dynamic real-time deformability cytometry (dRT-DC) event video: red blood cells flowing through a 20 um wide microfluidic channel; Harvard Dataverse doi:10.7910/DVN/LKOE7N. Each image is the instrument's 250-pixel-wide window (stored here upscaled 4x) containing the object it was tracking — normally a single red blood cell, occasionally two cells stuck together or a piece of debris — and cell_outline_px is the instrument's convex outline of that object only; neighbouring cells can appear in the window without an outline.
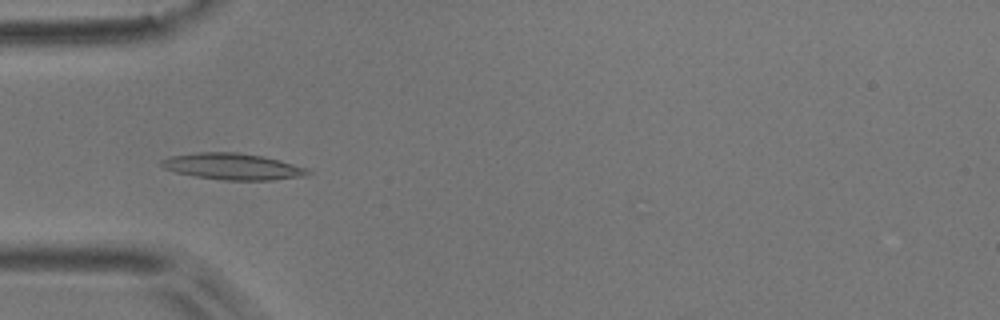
{"species": "common noctule bat (a hibernating species)", "species_latin": "Nyctalus noctula", "temperature_condition": "room temperature", "stored_images_in_passage": 6, "camera_frame_rate_fps": 3000, "um_per_image_px": 0.085, "animal": {"sex": "male", "body_mass_g": 17.9}, "frame": {"image": 1, "passage_image": 5, "time_ms": 1.333, "image_size_px": [1000, 320], "cell_outline_px": [[312, 172], [304, 176], [272, 180], [224, 180], [196, 176], [176, 172], [164, 168], [160, 164], [160, 160], [172, 156], [196, 152], [236, 152], [264, 156], [280, 160], [308, 168]], "centroid_in_image_um": [19.81, 14.15], "position_along_channel_um": 65.2, "area_um2": 22.48}}
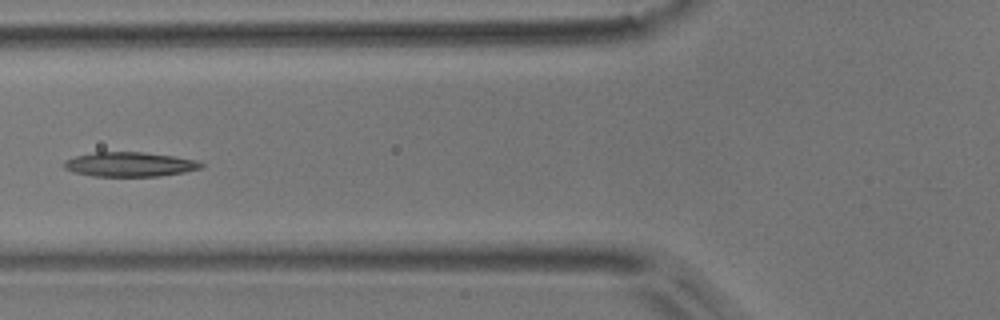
{"frame": {"image": 2, "passage_image": 6, "time_ms": 1.667, "image_size_px": [1000, 320], "cell_outline_px": [[204, 164], [200, 168], [184, 172], [160, 176], [92, 176], [72, 172], [64, 168], [64, 160], [76, 156], [96, 152], [144, 152], [172, 156], [196, 160]], "centroid_in_image_um": [10.99, 13.97], "position_along_channel_um": 114.8, "area_um2": 19.48}}